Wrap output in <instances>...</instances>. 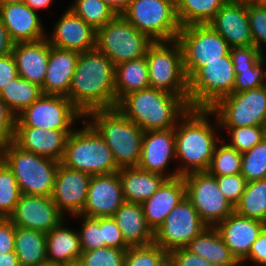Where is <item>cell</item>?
<instances>
[{
	"label": "cell",
	"instance_id": "obj_17",
	"mask_svg": "<svg viewBox=\"0 0 266 266\" xmlns=\"http://www.w3.org/2000/svg\"><path fill=\"white\" fill-rule=\"evenodd\" d=\"M172 159H176L175 128L144 131L141 155L137 167L172 179L180 176L177 169L166 173Z\"/></svg>",
	"mask_w": 266,
	"mask_h": 266
},
{
	"label": "cell",
	"instance_id": "obj_49",
	"mask_svg": "<svg viewBox=\"0 0 266 266\" xmlns=\"http://www.w3.org/2000/svg\"><path fill=\"white\" fill-rule=\"evenodd\" d=\"M103 247L127 250L130 246L124 241L122 233L112 216L102 217Z\"/></svg>",
	"mask_w": 266,
	"mask_h": 266
},
{
	"label": "cell",
	"instance_id": "obj_32",
	"mask_svg": "<svg viewBox=\"0 0 266 266\" xmlns=\"http://www.w3.org/2000/svg\"><path fill=\"white\" fill-rule=\"evenodd\" d=\"M150 87L145 57L115 65V94L117 102L126 94Z\"/></svg>",
	"mask_w": 266,
	"mask_h": 266
},
{
	"label": "cell",
	"instance_id": "obj_53",
	"mask_svg": "<svg viewBox=\"0 0 266 266\" xmlns=\"http://www.w3.org/2000/svg\"><path fill=\"white\" fill-rule=\"evenodd\" d=\"M171 253L174 256L176 266H214L186 248H177L172 250Z\"/></svg>",
	"mask_w": 266,
	"mask_h": 266
},
{
	"label": "cell",
	"instance_id": "obj_57",
	"mask_svg": "<svg viewBox=\"0 0 266 266\" xmlns=\"http://www.w3.org/2000/svg\"><path fill=\"white\" fill-rule=\"evenodd\" d=\"M0 266H20L15 252L0 255Z\"/></svg>",
	"mask_w": 266,
	"mask_h": 266
},
{
	"label": "cell",
	"instance_id": "obj_5",
	"mask_svg": "<svg viewBox=\"0 0 266 266\" xmlns=\"http://www.w3.org/2000/svg\"><path fill=\"white\" fill-rule=\"evenodd\" d=\"M81 122L84 127L69 135L60 163L90 176L117 172L119 168L104 139L85 118Z\"/></svg>",
	"mask_w": 266,
	"mask_h": 266
},
{
	"label": "cell",
	"instance_id": "obj_45",
	"mask_svg": "<svg viewBox=\"0 0 266 266\" xmlns=\"http://www.w3.org/2000/svg\"><path fill=\"white\" fill-rule=\"evenodd\" d=\"M248 17L253 45L265 55L262 46L266 45V5L248 1Z\"/></svg>",
	"mask_w": 266,
	"mask_h": 266
},
{
	"label": "cell",
	"instance_id": "obj_39",
	"mask_svg": "<svg viewBox=\"0 0 266 266\" xmlns=\"http://www.w3.org/2000/svg\"><path fill=\"white\" fill-rule=\"evenodd\" d=\"M21 192L11 169L0 158V217L8 218L19 201Z\"/></svg>",
	"mask_w": 266,
	"mask_h": 266
},
{
	"label": "cell",
	"instance_id": "obj_60",
	"mask_svg": "<svg viewBox=\"0 0 266 266\" xmlns=\"http://www.w3.org/2000/svg\"><path fill=\"white\" fill-rule=\"evenodd\" d=\"M39 266H65V264L46 261L44 263H41Z\"/></svg>",
	"mask_w": 266,
	"mask_h": 266
},
{
	"label": "cell",
	"instance_id": "obj_28",
	"mask_svg": "<svg viewBox=\"0 0 266 266\" xmlns=\"http://www.w3.org/2000/svg\"><path fill=\"white\" fill-rule=\"evenodd\" d=\"M112 217L129 246H145L154 242V231L146 221L141 204L125 201Z\"/></svg>",
	"mask_w": 266,
	"mask_h": 266
},
{
	"label": "cell",
	"instance_id": "obj_38",
	"mask_svg": "<svg viewBox=\"0 0 266 266\" xmlns=\"http://www.w3.org/2000/svg\"><path fill=\"white\" fill-rule=\"evenodd\" d=\"M224 142V139H221V146L216 145L207 169V172L215 177L241 173L242 153L229 147Z\"/></svg>",
	"mask_w": 266,
	"mask_h": 266
},
{
	"label": "cell",
	"instance_id": "obj_40",
	"mask_svg": "<svg viewBox=\"0 0 266 266\" xmlns=\"http://www.w3.org/2000/svg\"><path fill=\"white\" fill-rule=\"evenodd\" d=\"M241 175L247 182L266 179V137L242 153Z\"/></svg>",
	"mask_w": 266,
	"mask_h": 266
},
{
	"label": "cell",
	"instance_id": "obj_64",
	"mask_svg": "<svg viewBox=\"0 0 266 266\" xmlns=\"http://www.w3.org/2000/svg\"><path fill=\"white\" fill-rule=\"evenodd\" d=\"M175 4H177L180 0H172Z\"/></svg>",
	"mask_w": 266,
	"mask_h": 266
},
{
	"label": "cell",
	"instance_id": "obj_34",
	"mask_svg": "<svg viewBox=\"0 0 266 266\" xmlns=\"http://www.w3.org/2000/svg\"><path fill=\"white\" fill-rule=\"evenodd\" d=\"M228 0H180L176 4L181 27L209 24Z\"/></svg>",
	"mask_w": 266,
	"mask_h": 266
},
{
	"label": "cell",
	"instance_id": "obj_50",
	"mask_svg": "<svg viewBox=\"0 0 266 266\" xmlns=\"http://www.w3.org/2000/svg\"><path fill=\"white\" fill-rule=\"evenodd\" d=\"M16 115L0 98V148L13 141Z\"/></svg>",
	"mask_w": 266,
	"mask_h": 266
},
{
	"label": "cell",
	"instance_id": "obj_22",
	"mask_svg": "<svg viewBox=\"0 0 266 266\" xmlns=\"http://www.w3.org/2000/svg\"><path fill=\"white\" fill-rule=\"evenodd\" d=\"M72 131L15 126L13 142L23 150L61 161Z\"/></svg>",
	"mask_w": 266,
	"mask_h": 266
},
{
	"label": "cell",
	"instance_id": "obj_1",
	"mask_svg": "<svg viewBox=\"0 0 266 266\" xmlns=\"http://www.w3.org/2000/svg\"><path fill=\"white\" fill-rule=\"evenodd\" d=\"M67 97L84 116L92 110L116 108L113 62L96 48L80 53Z\"/></svg>",
	"mask_w": 266,
	"mask_h": 266
},
{
	"label": "cell",
	"instance_id": "obj_44",
	"mask_svg": "<svg viewBox=\"0 0 266 266\" xmlns=\"http://www.w3.org/2000/svg\"><path fill=\"white\" fill-rule=\"evenodd\" d=\"M166 253L154 242L145 246H130L126 250L125 266H156Z\"/></svg>",
	"mask_w": 266,
	"mask_h": 266
},
{
	"label": "cell",
	"instance_id": "obj_2",
	"mask_svg": "<svg viewBox=\"0 0 266 266\" xmlns=\"http://www.w3.org/2000/svg\"><path fill=\"white\" fill-rule=\"evenodd\" d=\"M213 112L206 108H189L175 126L176 159L181 160L178 174L184 176L192 172L207 171L217 143L209 117ZM215 131V132H214ZM218 140H217V139ZM182 166V167H181Z\"/></svg>",
	"mask_w": 266,
	"mask_h": 266
},
{
	"label": "cell",
	"instance_id": "obj_62",
	"mask_svg": "<svg viewBox=\"0 0 266 266\" xmlns=\"http://www.w3.org/2000/svg\"><path fill=\"white\" fill-rule=\"evenodd\" d=\"M65 266H83L80 260L72 261L70 263L65 264Z\"/></svg>",
	"mask_w": 266,
	"mask_h": 266
},
{
	"label": "cell",
	"instance_id": "obj_12",
	"mask_svg": "<svg viewBox=\"0 0 266 266\" xmlns=\"http://www.w3.org/2000/svg\"><path fill=\"white\" fill-rule=\"evenodd\" d=\"M209 109L220 128L266 126V87L232 92Z\"/></svg>",
	"mask_w": 266,
	"mask_h": 266
},
{
	"label": "cell",
	"instance_id": "obj_24",
	"mask_svg": "<svg viewBox=\"0 0 266 266\" xmlns=\"http://www.w3.org/2000/svg\"><path fill=\"white\" fill-rule=\"evenodd\" d=\"M0 18L14 43L46 38L38 13L24 2L0 5Z\"/></svg>",
	"mask_w": 266,
	"mask_h": 266
},
{
	"label": "cell",
	"instance_id": "obj_47",
	"mask_svg": "<svg viewBox=\"0 0 266 266\" xmlns=\"http://www.w3.org/2000/svg\"><path fill=\"white\" fill-rule=\"evenodd\" d=\"M217 183L225 198L235 207L245 191L246 179L240 174L216 176Z\"/></svg>",
	"mask_w": 266,
	"mask_h": 266
},
{
	"label": "cell",
	"instance_id": "obj_31",
	"mask_svg": "<svg viewBox=\"0 0 266 266\" xmlns=\"http://www.w3.org/2000/svg\"><path fill=\"white\" fill-rule=\"evenodd\" d=\"M64 225V226H63ZM62 221L46 233L47 261L67 264L79 260L81 246L79 233L67 228Z\"/></svg>",
	"mask_w": 266,
	"mask_h": 266
},
{
	"label": "cell",
	"instance_id": "obj_37",
	"mask_svg": "<svg viewBox=\"0 0 266 266\" xmlns=\"http://www.w3.org/2000/svg\"><path fill=\"white\" fill-rule=\"evenodd\" d=\"M68 8L94 30L103 27L117 15L102 0H74Z\"/></svg>",
	"mask_w": 266,
	"mask_h": 266
},
{
	"label": "cell",
	"instance_id": "obj_56",
	"mask_svg": "<svg viewBox=\"0 0 266 266\" xmlns=\"http://www.w3.org/2000/svg\"><path fill=\"white\" fill-rule=\"evenodd\" d=\"M106 3L117 15H122L129 7L132 0H102Z\"/></svg>",
	"mask_w": 266,
	"mask_h": 266
},
{
	"label": "cell",
	"instance_id": "obj_46",
	"mask_svg": "<svg viewBox=\"0 0 266 266\" xmlns=\"http://www.w3.org/2000/svg\"><path fill=\"white\" fill-rule=\"evenodd\" d=\"M266 57H264L254 68L235 70V84L233 92L239 93L250 89H256L265 85L266 71L263 69Z\"/></svg>",
	"mask_w": 266,
	"mask_h": 266
},
{
	"label": "cell",
	"instance_id": "obj_51",
	"mask_svg": "<svg viewBox=\"0 0 266 266\" xmlns=\"http://www.w3.org/2000/svg\"><path fill=\"white\" fill-rule=\"evenodd\" d=\"M16 226L8 219L0 217V255L15 250Z\"/></svg>",
	"mask_w": 266,
	"mask_h": 266
},
{
	"label": "cell",
	"instance_id": "obj_43",
	"mask_svg": "<svg viewBox=\"0 0 266 266\" xmlns=\"http://www.w3.org/2000/svg\"><path fill=\"white\" fill-rule=\"evenodd\" d=\"M75 217L83 218L81 230H78L81 250L91 251L103 247L102 217L90 218L83 215Z\"/></svg>",
	"mask_w": 266,
	"mask_h": 266
},
{
	"label": "cell",
	"instance_id": "obj_15",
	"mask_svg": "<svg viewBox=\"0 0 266 266\" xmlns=\"http://www.w3.org/2000/svg\"><path fill=\"white\" fill-rule=\"evenodd\" d=\"M207 225L192 202L185 197L154 232V243L166 252L185 248Z\"/></svg>",
	"mask_w": 266,
	"mask_h": 266
},
{
	"label": "cell",
	"instance_id": "obj_16",
	"mask_svg": "<svg viewBox=\"0 0 266 266\" xmlns=\"http://www.w3.org/2000/svg\"><path fill=\"white\" fill-rule=\"evenodd\" d=\"M8 219L21 228L50 232L65 220L51 197L21 194Z\"/></svg>",
	"mask_w": 266,
	"mask_h": 266
},
{
	"label": "cell",
	"instance_id": "obj_23",
	"mask_svg": "<svg viewBox=\"0 0 266 266\" xmlns=\"http://www.w3.org/2000/svg\"><path fill=\"white\" fill-rule=\"evenodd\" d=\"M53 33L46 37L51 46L83 53L95 48L96 30L70 8L62 15Z\"/></svg>",
	"mask_w": 266,
	"mask_h": 266
},
{
	"label": "cell",
	"instance_id": "obj_25",
	"mask_svg": "<svg viewBox=\"0 0 266 266\" xmlns=\"http://www.w3.org/2000/svg\"><path fill=\"white\" fill-rule=\"evenodd\" d=\"M49 54L50 44L47 38L35 42L14 43L12 55L18 75L42 88Z\"/></svg>",
	"mask_w": 266,
	"mask_h": 266
},
{
	"label": "cell",
	"instance_id": "obj_7",
	"mask_svg": "<svg viewBox=\"0 0 266 266\" xmlns=\"http://www.w3.org/2000/svg\"><path fill=\"white\" fill-rule=\"evenodd\" d=\"M146 61L150 87L178 96H188V79L180 43L156 41L147 49Z\"/></svg>",
	"mask_w": 266,
	"mask_h": 266
},
{
	"label": "cell",
	"instance_id": "obj_19",
	"mask_svg": "<svg viewBox=\"0 0 266 266\" xmlns=\"http://www.w3.org/2000/svg\"><path fill=\"white\" fill-rule=\"evenodd\" d=\"M90 180L89 174L68 168L60 163L56 171L51 198L64 215L75 216L82 212Z\"/></svg>",
	"mask_w": 266,
	"mask_h": 266
},
{
	"label": "cell",
	"instance_id": "obj_3",
	"mask_svg": "<svg viewBox=\"0 0 266 266\" xmlns=\"http://www.w3.org/2000/svg\"><path fill=\"white\" fill-rule=\"evenodd\" d=\"M116 108L143 131L175 128L189 110L188 96L148 87L123 96Z\"/></svg>",
	"mask_w": 266,
	"mask_h": 266
},
{
	"label": "cell",
	"instance_id": "obj_26",
	"mask_svg": "<svg viewBox=\"0 0 266 266\" xmlns=\"http://www.w3.org/2000/svg\"><path fill=\"white\" fill-rule=\"evenodd\" d=\"M79 54L50 45L48 66L41 88L43 94L68 96Z\"/></svg>",
	"mask_w": 266,
	"mask_h": 266
},
{
	"label": "cell",
	"instance_id": "obj_9",
	"mask_svg": "<svg viewBox=\"0 0 266 266\" xmlns=\"http://www.w3.org/2000/svg\"><path fill=\"white\" fill-rule=\"evenodd\" d=\"M122 15L153 42L176 40L181 29L172 0H132Z\"/></svg>",
	"mask_w": 266,
	"mask_h": 266
},
{
	"label": "cell",
	"instance_id": "obj_59",
	"mask_svg": "<svg viewBox=\"0 0 266 266\" xmlns=\"http://www.w3.org/2000/svg\"><path fill=\"white\" fill-rule=\"evenodd\" d=\"M156 266H176L174 256L171 252H167L157 263Z\"/></svg>",
	"mask_w": 266,
	"mask_h": 266
},
{
	"label": "cell",
	"instance_id": "obj_6",
	"mask_svg": "<svg viewBox=\"0 0 266 266\" xmlns=\"http://www.w3.org/2000/svg\"><path fill=\"white\" fill-rule=\"evenodd\" d=\"M0 158L13 172L21 194L51 197L60 161L23 150L13 141L0 148Z\"/></svg>",
	"mask_w": 266,
	"mask_h": 266
},
{
	"label": "cell",
	"instance_id": "obj_11",
	"mask_svg": "<svg viewBox=\"0 0 266 266\" xmlns=\"http://www.w3.org/2000/svg\"><path fill=\"white\" fill-rule=\"evenodd\" d=\"M176 40L182 49L184 71L188 80L207 62L222 60L231 49L209 24L181 27Z\"/></svg>",
	"mask_w": 266,
	"mask_h": 266
},
{
	"label": "cell",
	"instance_id": "obj_13",
	"mask_svg": "<svg viewBox=\"0 0 266 266\" xmlns=\"http://www.w3.org/2000/svg\"><path fill=\"white\" fill-rule=\"evenodd\" d=\"M183 179L186 197L207 226H216L234 212V207L220 190L215 176L202 171L186 174Z\"/></svg>",
	"mask_w": 266,
	"mask_h": 266
},
{
	"label": "cell",
	"instance_id": "obj_14",
	"mask_svg": "<svg viewBox=\"0 0 266 266\" xmlns=\"http://www.w3.org/2000/svg\"><path fill=\"white\" fill-rule=\"evenodd\" d=\"M84 115L66 96L42 94L16 116V126L54 130H74L75 121Z\"/></svg>",
	"mask_w": 266,
	"mask_h": 266
},
{
	"label": "cell",
	"instance_id": "obj_58",
	"mask_svg": "<svg viewBox=\"0 0 266 266\" xmlns=\"http://www.w3.org/2000/svg\"><path fill=\"white\" fill-rule=\"evenodd\" d=\"M53 0H24V3L29 6L33 11L49 8Z\"/></svg>",
	"mask_w": 266,
	"mask_h": 266
},
{
	"label": "cell",
	"instance_id": "obj_8",
	"mask_svg": "<svg viewBox=\"0 0 266 266\" xmlns=\"http://www.w3.org/2000/svg\"><path fill=\"white\" fill-rule=\"evenodd\" d=\"M153 41L137 30L123 15H116L96 30L95 48L114 65L146 56Z\"/></svg>",
	"mask_w": 266,
	"mask_h": 266
},
{
	"label": "cell",
	"instance_id": "obj_20",
	"mask_svg": "<svg viewBox=\"0 0 266 266\" xmlns=\"http://www.w3.org/2000/svg\"><path fill=\"white\" fill-rule=\"evenodd\" d=\"M209 25L226 40L230 48L253 45L247 0H228Z\"/></svg>",
	"mask_w": 266,
	"mask_h": 266
},
{
	"label": "cell",
	"instance_id": "obj_42",
	"mask_svg": "<svg viewBox=\"0 0 266 266\" xmlns=\"http://www.w3.org/2000/svg\"><path fill=\"white\" fill-rule=\"evenodd\" d=\"M126 250L100 247L96 250L82 251L79 260L83 266H125Z\"/></svg>",
	"mask_w": 266,
	"mask_h": 266
},
{
	"label": "cell",
	"instance_id": "obj_18",
	"mask_svg": "<svg viewBox=\"0 0 266 266\" xmlns=\"http://www.w3.org/2000/svg\"><path fill=\"white\" fill-rule=\"evenodd\" d=\"M124 202L117 172L91 176L85 205L79 215L90 218L113 216Z\"/></svg>",
	"mask_w": 266,
	"mask_h": 266
},
{
	"label": "cell",
	"instance_id": "obj_27",
	"mask_svg": "<svg viewBox=\"0 0 266 266\" xmlns=\"http://www.w3.org/2000/svg\"><path fill=\"white\" fill-rule=\"evenodd\" d=\"M186 197L183 176L166 179L158 190L141 205L148 225L155 230L167 215Z\"/></svg>",
	"mask_w": 266,
	"mask_h": 266
},
{
	"label": "cell",
	"instance_id": "obj_10",
	"mask_svg": "<svg viewBox=\"0 0 266 266\" xmlns=\"http://www.w3.org/2000/svg\"><path fill=\"white\" fill-rule=\"evenodd\" d=\"M236 73L230 53L222 60L207 62L188 80L190 108H211L233 92Z\"/></svg>",
	"mask_w": 266,
	"mask_h": 266
},
{
	"label": "cell",
	"instance_id": "obj_30",
	"mask_svg": "<svg viewBox=\"0 0 266 266\" xmlns=\"http://www.w3.org/2000/svg\"><path fill=\"white\" fill-rule=\"evenodd\" d=\"M117 173L124 200L139 204L150 198L167 179L161 174L147 172L138 167L120 168Z\"/></svg>",
	"mask_w": 266,
	"mask_h": 266
},
{
	"label": "cell",
	"instance_id": "obj_35",
	"mask_svg": "<svg viewBox=\"0 0 266 266\" xmlns=\"http://www.w3.org/2000/svg\"><path fill=\"white\" fill-rule=\"evenodd\" d=\"M42 94L40 86L31 83L18 75L0 91V98L17 116Z\"/></svg>",
	"mask_w": 266,
	"mask_h": 266
},
{
	"label": "cell",
	"instance_id": "obj_63",
	"mask_svg": "<svg viewBox=\"0 0 266 266\" xmlns=\"http://www.w3.org/2000/svg\"><path fill=\"white\" fill-rule=\"evenodd\" d=\"M249 2H253L255 4H262V5H266V0H247Z\"/></svg>",
	"mask_w": 266,
	"mask_h": 266
},
{
	"label": "cell",
	"instance_id": "obj_55",
	"mask_svg": "<svg viewBox=\"0 0 266 266\" xmlns=\"http://www.w3.org/2000/svg\"><path fill=\"white\" fill-rule=\"evenodd\" d=\"M13 46L14 42L11 40L8 30L0 18V57L12 53Z\"/></svg>",
	"mask_w": 266,
	"mask_h": 266
},
{
	"label": "cell",
	"instance_id": "obj_4",
	"mask_svg": "<svg viewBox=\"0 0 266 266\" xmlns=\"http://www.w3.org/2000/svg\"><path fill=\"white\" fill-rule=\"evenodd\" d=\"M84 118L111 149L119 169L138 166L144 131L136 123L117 108L92 110Z\"/></svg>",
	"mask_w": 266,
	"mask_h": 266
},
{
	"label": "cell",
	"instance_id": "obj_61",
	"mask_svg": "<svg viewBox=\"0 0 266 266\" xmlns=\"http://www.w3.org/2000/svg\"><path fill=\"white\" fill-rule=\"evenodd\" d=\"M22 2H24V0H0V5Z\"/></svg>",
	"mask_w": 266,
	"mask_h": 266
},
{
	"label": "cell",
	"instance_id": "obj_21",
	"mask_svg": "<svg viewBox=\"0 0 266 266\" xmlns=\"http://www.w3.org/2000/svg\"><path fill=\"white\" fill-rule=\"evenodd\" d=\"M215 227L231 254L241 263L266 228V223L241 216L234 211Z\"/></svg>",
	"mask_w": 266,
	"mask_h": 266
},
{
	"label": "cell",
	"instance_id": "obj_36",
	"mask_svg": "<svg viewBox=\"0 0 266 266\" xmlns=\"http://www.w3.org/2000/svg\"><path fill=\"white\" fill-rule=\"evenodd\" d=\"M234 211L241 216L266 223V179L247 182Z\"/></svg>",
	"mask_w": 266,
	"mask_h": 266
},
{
	"label": "cell",
	"instance_id": "obj_29",
	"mask_svg": "<svg viewBox=\"0 0 266 266\" xmlns=\"http://www.w3.org/2000/svg\"><path fill=\"white\" fill-rule=\"evenodd\" d=\"M185 248L214 266H241L215 226H207Z\"/></svg>",
	"mask_w": 266,
	"mask_h": 266
},
{
	"label": "cell",
	"instance_id": "obj_48",
	"mask_svg": "<svg viewBox=\"0 0 266 266\" xmlns=\"http://www.w3.org/2000/svg\"><path fill=\"white\" fill-rule=\"evenodd\" d=\"M230 56L232 58L234 70L254 68V66L265 57L254 45L231 48Z\"/></svg>",
	"mask_w": 266,
	"mask_h": 266
},
{
	"label": "cell",
	"instance_id": "obj_54",
	"mask_svg": "<svg viewBox=\"0 0 266 266\" xmlns=\"http://www.w3.org/2000/svg\"><path fill=\"white\" fill-rule=\"evenodd\" d=\"M17 76V67L12 53L0 57V91Z\"/></svg>",
	"mask_w": 266,
	"mask_h": 266
},
{
	"label": "cell",
	"instance_id": "obj_41",
	"mask_svg": "<svg viewBox=\"0 0 266 266\" xmlns=\"http://www.w3.org/2000/svg\"><path fill=\"white\" fill-rule=\"evenodd\" d=\"M230 136L229 147L245 153L266 137V126L223 127Z\"/></svg>",
	"mask_w": 266,
	"mask_h": 266
},
{
	"label": "cell",
	"instance_id": "obj_33",
	"mask_svg": "<svg viewBox=\"0 0 266 266\" xmlns=\"http://www.w3.org/2000/svg\"><path fill=\"white\" fill-rule=\"evenodd\" d=\"M14 252L20 266H39L46 262V233L16 226Z\"/></svg>",
	"mask_w": 266,
	"mask_h": 266
},
{
	"label": "cell",
	"instance_id": "obj_52",
	"mask_svg": "<svg viewBox=\"0 0 266 266\" xmlns=\"http://www.w3.org/2000/svg\"><path fill=\"white\" fill-rule=\"evenodd\" d=\"M246 260H252V262L256 264L254 266H266V228L253 243L248 256L240 265L243 266L244 263L247 262Z\"/></svg>",
	"mask_w": 266,
	"mask_h": 266
}]
</instances>
